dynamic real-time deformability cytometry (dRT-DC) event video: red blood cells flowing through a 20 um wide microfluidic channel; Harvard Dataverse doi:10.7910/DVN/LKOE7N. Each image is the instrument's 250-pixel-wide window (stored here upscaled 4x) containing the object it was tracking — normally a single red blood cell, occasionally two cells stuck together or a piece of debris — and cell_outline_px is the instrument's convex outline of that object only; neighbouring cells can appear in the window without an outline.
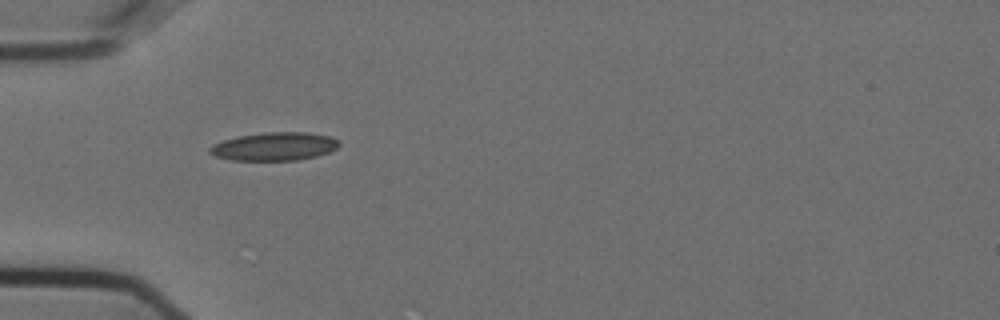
{"species": "Egyptian fruit bat (a non-hibernating species)", "species_latin": "Rousettus aegyptiacus", "temperature_condition": "cold", "stored_images_in_passage": 5, "camera_frame_rate_fps": 3000, "um_per_image_px": 0.085, "animal": {"sex": "female"}, "frame": {"image": 1, "passage_image": 1, "time_ms": 0.0, "image_size_px": [1000, 320], "cell_outline_px": [[340, 144], [336, 148], [328, 152], [316, 156], [296, 160], [232, 160], [216, 156], [208, 152], [208, 148], [212, 144], [224, 140], [240, 136], [268, 132], [308, 132], [328, 136], [336, 140]], "centroid_in_image_um": [23.29, 12.45], "position_along_channel_um": 61.7, "area_um2": 21.04}}